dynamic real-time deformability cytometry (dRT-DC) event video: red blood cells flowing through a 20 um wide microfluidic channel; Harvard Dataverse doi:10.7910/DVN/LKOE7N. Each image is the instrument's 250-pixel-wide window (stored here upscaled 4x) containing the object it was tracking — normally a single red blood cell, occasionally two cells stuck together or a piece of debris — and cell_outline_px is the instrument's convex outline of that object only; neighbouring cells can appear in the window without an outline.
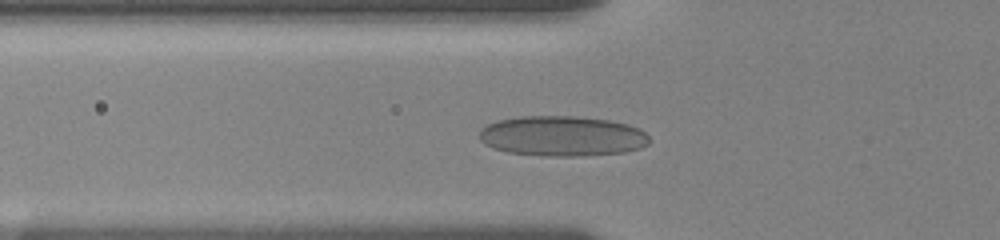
{"species": "human", "species_latin": "Homo sapiens", "temperature_condition": "room temperature", "stored_images_in_passage": 10, "camera_frame_rate_fps": 3000, "um_per_image_px": 0.085, "donor": {"sex": "female"}, "frame": {"image": 1, "passage_image": 7, "time_ms": 3.333, "image_size_px": [1000, 240], "cell_outline_px": [[648, 144], [640, 148], [624, 152], [584, 156], [548, 156], [508, 152], [492, 148], [484, 144], [480, 140], [480, 128], [488, 124], [500, 120], [520, 116], [576, 116], [608, 120], [628, 124], [640, 128], [648, 136]], "centroid_in_image_um": [47.78, 11.57], "position_along_channel_um": 78.0, "area_um2": 39.94}}
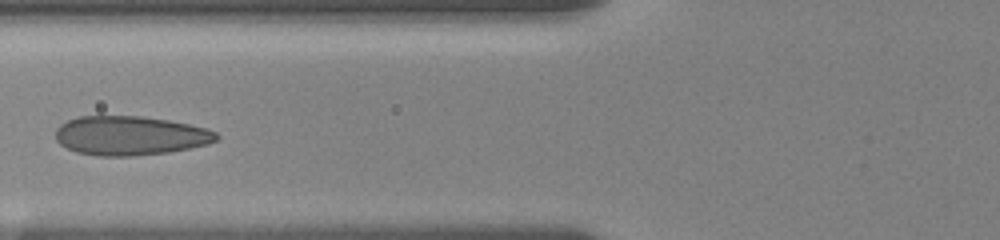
{"frame": {"image": 2, "passage_image": 9, "time_ms": 4.333, "image_size_px": [1000, 240], "cell_outline_px": [[220, 136], [216, 140], [208, 144], [168, 152], [132, 156], [100, 156], [76, 152], [60, 144], [56, 140], [56, 128], [60, 124], [76, 116], [144, 116], [168, 120], [208, 128], [216, 132]], "centroid_in_image_um": [11.05, 11.52], "position_along_channel_um": 114.7, "area_um2": 36.82}}